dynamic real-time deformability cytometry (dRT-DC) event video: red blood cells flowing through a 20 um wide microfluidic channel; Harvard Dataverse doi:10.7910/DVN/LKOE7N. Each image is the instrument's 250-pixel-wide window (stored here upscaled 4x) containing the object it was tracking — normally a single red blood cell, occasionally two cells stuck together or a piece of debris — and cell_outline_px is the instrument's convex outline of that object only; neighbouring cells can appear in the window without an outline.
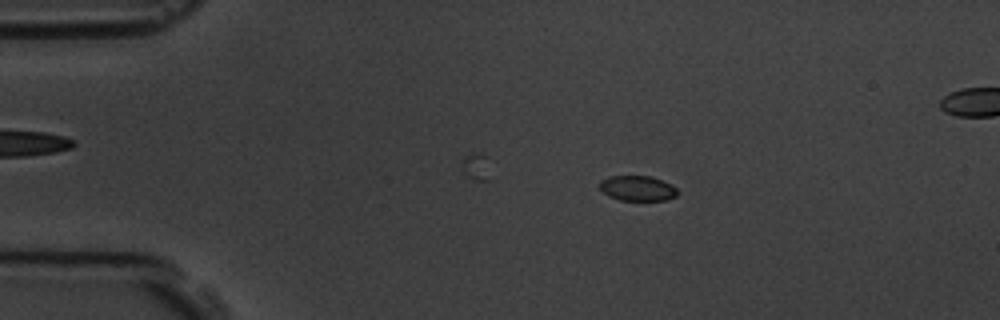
{"species": "common noctule bat (a hibernating species)", "species_latin": "Nyctalus noctula", "temperature_condition": "room temperature", "stored_images_in_passage": 6, "camera_frame_rate_fps": 3000, "um_per_image_px": 0.085, "animal": {"sex": "male", "body_mass_g": 19.5, "forearm_length_mm": 54.6}, "frame": {"image": 1, "passage_image": 4, "time_ms": 3.667, "image_size_px": [1000, 320], "cell_outline_px": [[676, 196], [668, 200], [620, 200], [608, 196], [600, 188], [600, 180], [608, 176], [652, 176], [676, 188]], "centroid_in_image_um": [54.15, 16.0], "position_along_channel_um": 30.9, "area_um2": 11.27}}